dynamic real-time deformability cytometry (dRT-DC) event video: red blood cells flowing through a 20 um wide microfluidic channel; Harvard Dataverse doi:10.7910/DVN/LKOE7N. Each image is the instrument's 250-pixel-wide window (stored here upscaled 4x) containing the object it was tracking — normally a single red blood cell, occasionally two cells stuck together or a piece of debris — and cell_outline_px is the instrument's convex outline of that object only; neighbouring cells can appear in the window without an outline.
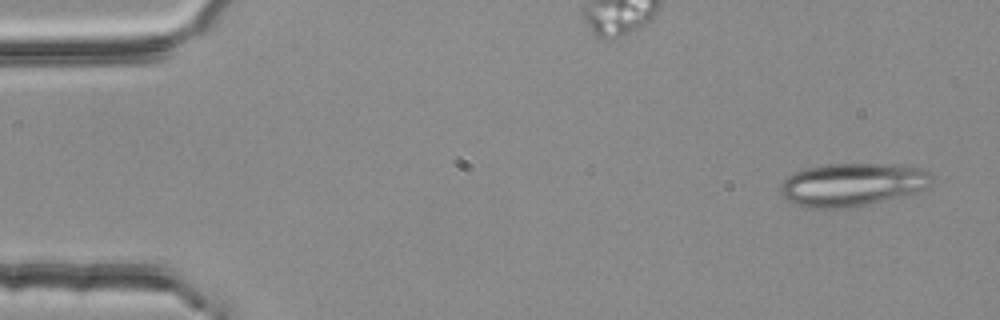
{"species": "common noctule bat (a hibernating species)", "species_latin": "Nyctalus noctula", "temperature_condition": "room temperature", "stored_images_in_passage": 4, "camera_frame_rate_fps": 3000, "um_per_image_px": 0.085, "animal": {"sex": "female", "body_mass_g": 25.1}, "frame": {"image": 1, "passage_image": 1, "time_ms": 0.0, "image_size_px": [1000, 320], "cell_outline_px": [[932, 180], [928, 188], [916, 192], [852, 208], [820, 208], [800, 204], [788, 200], [780, 192], [780, 188], [784, 180], [788, 176], [796, 172], [808, 168], [828, 164], [896, 164], [924, 168], [932, 176]], "centroid_in_image_um": [72.51, 15.67], "position_along_channel_um": 12.5, "area_um2": 37.63}}